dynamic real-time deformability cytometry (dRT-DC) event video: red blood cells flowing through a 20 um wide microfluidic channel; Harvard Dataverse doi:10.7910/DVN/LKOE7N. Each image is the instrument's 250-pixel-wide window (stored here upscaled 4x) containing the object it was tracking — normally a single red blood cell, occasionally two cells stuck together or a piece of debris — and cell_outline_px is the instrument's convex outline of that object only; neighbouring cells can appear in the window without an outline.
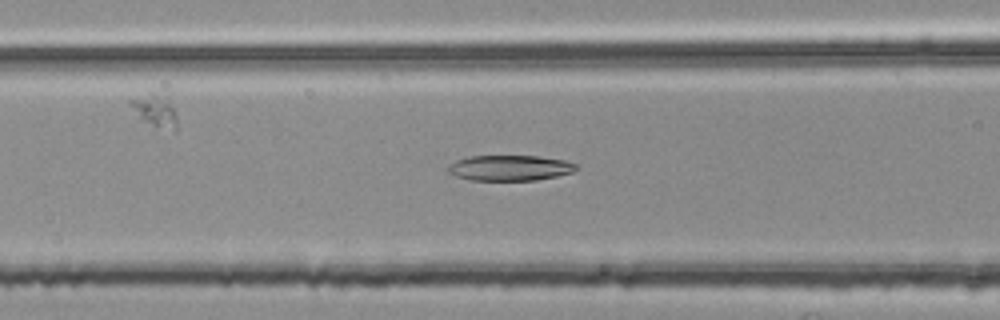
{"species": "common noctule bat (a hibernating species)", "species_latin": "Nyctalus noctula", "temperature_condition": "room temperature", "stored_images_in_passage": 44, "camera_frame_rate_fps": 3000, "um_per_image_px": 0.085, "animal": {"sex": "female", "body_mass_g": 25.1}, "frame": {"image": 1, "passage_image": 11, "time_ms": 3.333, "image_size_px": [1000, 320], "cell_outline_px": [[576, 168], [572, 172], [556, 176], [536, 180], [472, 180], [456, 176], [448, 172], [448, 168], [456, 160], [468, 156], [536, 156], [564, 160], [576, 164]], "centroid_in_image_um": [43.32, 14.27], "position_along_channel_um": 123.3, "area_um2": 18.79}}
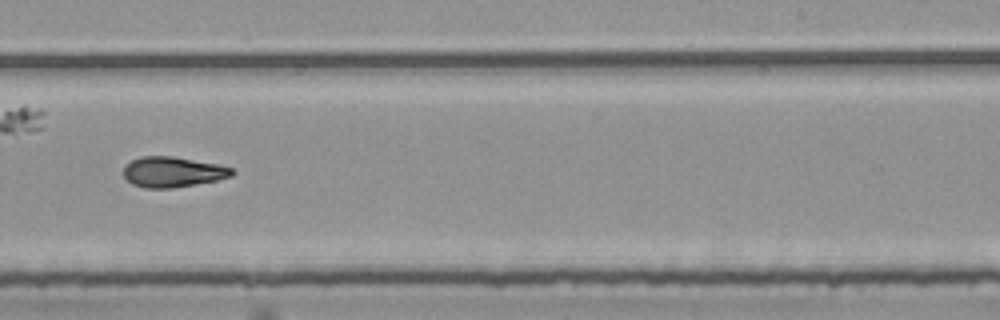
{"frame": {"image": 2, "passage_image": 23, "time_ms": 7.333, "image_size_px": [1000, 320], "cell_outline_px": [[236, 172], [232, 176], [216, 180], [172, 188], [144, 188], [132, 184], [124, 176], [124, 164], [140, 156], [172, 156], [216, 164], [232, 168]], "centroid_in_image_um": [14.65, 14.61], "position_along_channel_um": 274.3, "area_um2": 19.13}}
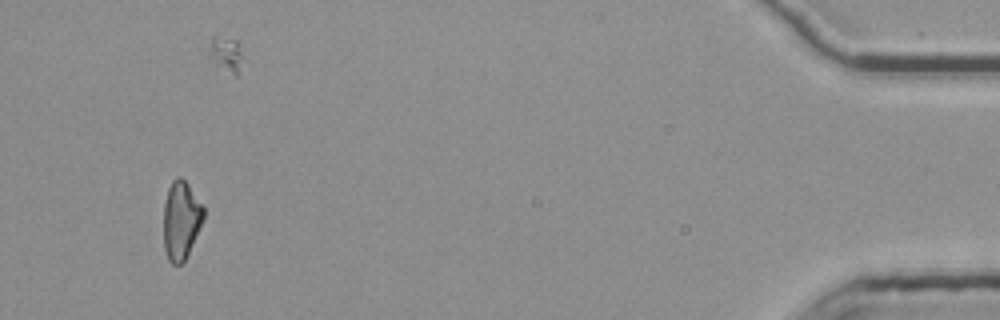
{"frame": {"image": 3, "passage_image": 41, "time_ms": 13.333, "image_size_px": [1000, 320], "cell_outline_px": [[204, 220], [184, 260], [180, 264], [172, 264], [168, 260], [164, 248], [164, 204], [168, 188], [172, 180], [176, 176], [180, 176], [188, 184], [204, 208]], "centroid_in_image_um": [15.38, 18.7], "position_along_channel_um": 419.8, "area_um2": 18.15}, "authors_computed_cell_mechanics": {"area_um2": 18.8717, "velocity_mm_per_s": 3.7886, "shape_relaxation_time_tau1_ms": null, "shape_relaxation_time_tau2_ms": 2.9943, "deformation_change_tau1": null, "deformation_change_tau2": 0.1112}}